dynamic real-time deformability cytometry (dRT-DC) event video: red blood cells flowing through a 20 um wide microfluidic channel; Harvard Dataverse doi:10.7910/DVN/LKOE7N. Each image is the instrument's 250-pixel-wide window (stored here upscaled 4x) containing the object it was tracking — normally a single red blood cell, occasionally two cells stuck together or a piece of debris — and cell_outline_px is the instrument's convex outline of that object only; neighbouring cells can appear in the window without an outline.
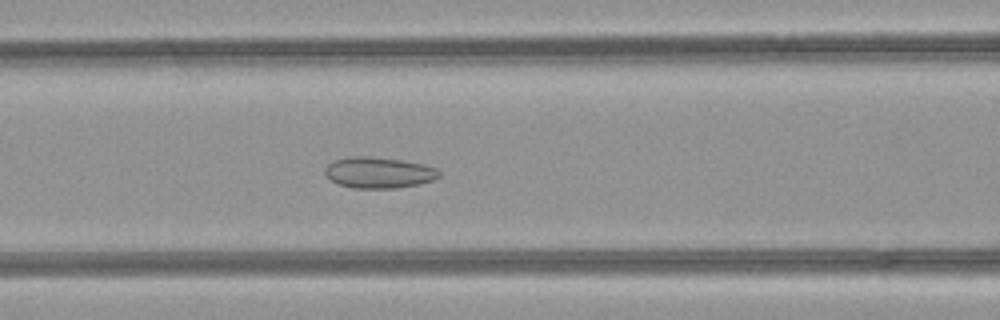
{"species": "common noctule bat (a hibernating species)", "species_latin": "Nyctalus noctula", "temperature_condition": "room temperature", "stored_images_in_passage": 32, "camera_frame_rate_fps": 3000, "um_per_image_px": 0.085, "animal": {"sex": "female", "body_mass_g": 21.9}, "frame": {"image": 1, "passage_image": 12, "time_ms": 3.667, "image_size_px": [1000, 320], "cell_outline_px": [[440, 176], [432, 180], [420, 184], [396, 188], [352, 188], [340, 184], [332, 180], [324, 172], [324, 168], [328, 164], [336, 160], [352, 156], [368, 156], [400, 160], [424, 164], [436, 168], [440, 172]], "centroid_in_image_um": [32.21, 14.67], "position_along_channel_um": 134.4, "area_um2": 20.52}}
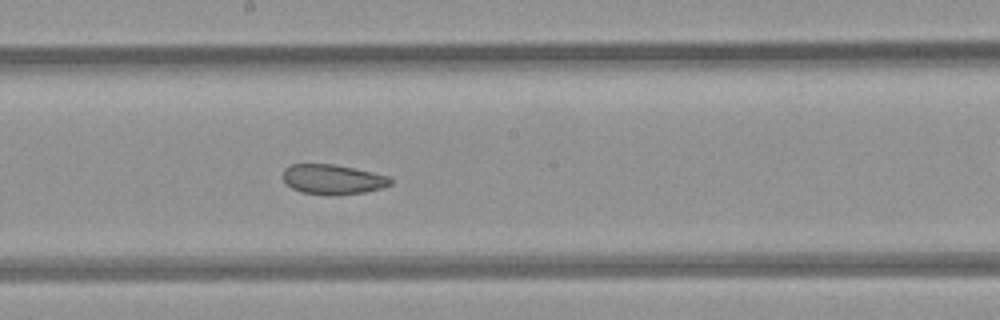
{"frame": {"image": 2, "passage_image": 18, "time_ms": 5.667, "image_size_px": [1000, 320], "cell_outline_px": [[392, 184], [380, 188], [364, 192], [336, 196], [328, 196], [300, 192], [284, 184], [284, 168], [292, 164], [332, 164], [372, 172], [388, 176], [392, 180]], "centroid_in_image_um": [28.25, 15.27], "position_along_channel_um": 219.9, "area_um2": 18.84}}
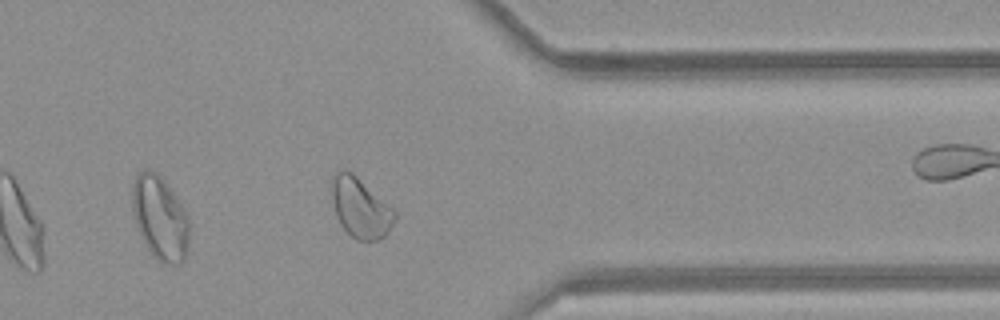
{"frame": {"image": 3, "passage_image": 30, "time_ms": 9.667, "image_size_px": [1000, 320], "cell_outline_px": [[396, 216], [388, 232], [384, 236], [376, 240], [356, 240], [340, 224], [336, 216], [332, 204], [332, 180], [336, 172], [340, 168], [344, 168], [352, 172], [392, 208], [396, 212]], "centroid_in_image_um": [30.61, 17.65], "position_along_channel_um": 380.8, "area_um2": 21.73}, "authors_computed_cell_mechanics": {"area_um2": 20.6057, "velocity_mm_per_s": 4.2778, "shape_relaxation_time_tau1_ms": null, "shape_relaxation_time_tau2_ms": 3.4082, "deformation_change_tau1": null, "deformation_change_tau2": 0.0912}}